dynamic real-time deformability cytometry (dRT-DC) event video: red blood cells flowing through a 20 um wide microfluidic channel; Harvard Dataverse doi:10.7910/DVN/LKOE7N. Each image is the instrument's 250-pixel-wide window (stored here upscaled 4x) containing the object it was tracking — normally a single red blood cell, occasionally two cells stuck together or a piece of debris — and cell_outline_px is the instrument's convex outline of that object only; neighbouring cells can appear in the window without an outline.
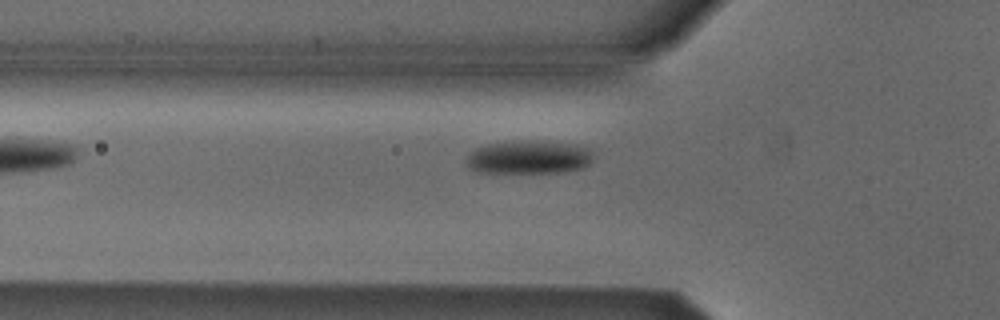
{"species": "Egyptian fruit bat (a non-hibernating species)", "species_latin": "Rousettus aegyptiacus", "temperature_condition": "cold", "stored_images_in_passage": 34, "camera_frame_rate_fps": 3000, "um_per_image_px": 0.085, "animal": {"sex": "male"}, "frame": {"image": 1, "passage_image": 4, "time_ms": 1.0, "image_size_px": [1000, 320], "cell_outline_px": [[592, 160], [584, 168], [564, 172], [480, 172], [472, 168], [464, 160], [476, 148], [488, 144], [516, 140], [544, 140], [576, 144], [588, 148], [592, 152]], "centroid_in_image_um": [45.0, 13.34], "position_along_channel_um": 80.8, "area_um2": 24.85}}
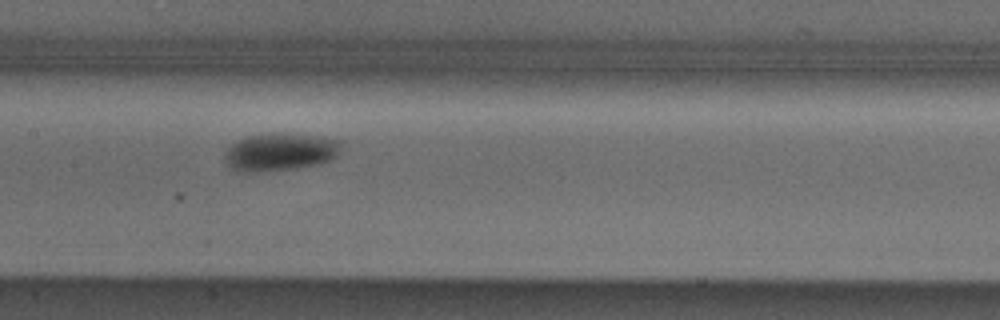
{"frame": {"image": 2, "passage_image": 12, "time_ms": 3.667, "image_size_px": [1000, 320], "cell_outline_px": [[340, 148], [336, 156], [332, 160], [320, 164], [296, 168], [256, 172], [236, 172], [224, 160], [224, 156], [228, 148], [236, 140], [248, 136], [280, 132], [320, 136], [340, 140]], "centroid_in_image_um": [23.8, 12.91], "position_along_channel_um": 183.6, "area_um2": 25.84}}
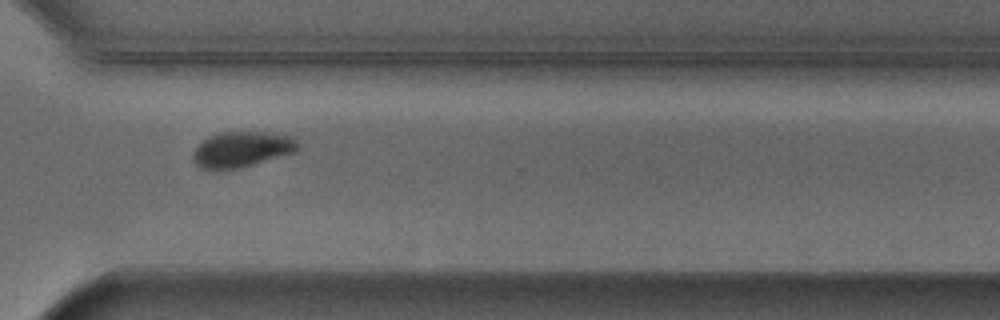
{"frame": {"image": 3, "passage_image": 25, "time_ms": 8.0, "image_size_px": [1000, 320], "cell_outline_px": [[300, 148], [296, 152], [252, 164], [236, 168], [200, 168], [192, 160], [192, 152], [208, 136], [216, 132], [264, 132], [296, 136], [300, 144]], "centroid_in_image_um": [20.6, 12.66], "position_along_channel_um": 350.0, "area_um2": 21.73}, "authors_computed_cell_mechanics": {"area_um2": 24.1893, "velocity_mm_per_s": 3.8468, "shape_relaxation_time_tau1_ms": 2.3169, "shape_relaxation_time_tau2_ms": null, "deformation_change_tau1": 0.077, "deformation_change_tau2": null}}